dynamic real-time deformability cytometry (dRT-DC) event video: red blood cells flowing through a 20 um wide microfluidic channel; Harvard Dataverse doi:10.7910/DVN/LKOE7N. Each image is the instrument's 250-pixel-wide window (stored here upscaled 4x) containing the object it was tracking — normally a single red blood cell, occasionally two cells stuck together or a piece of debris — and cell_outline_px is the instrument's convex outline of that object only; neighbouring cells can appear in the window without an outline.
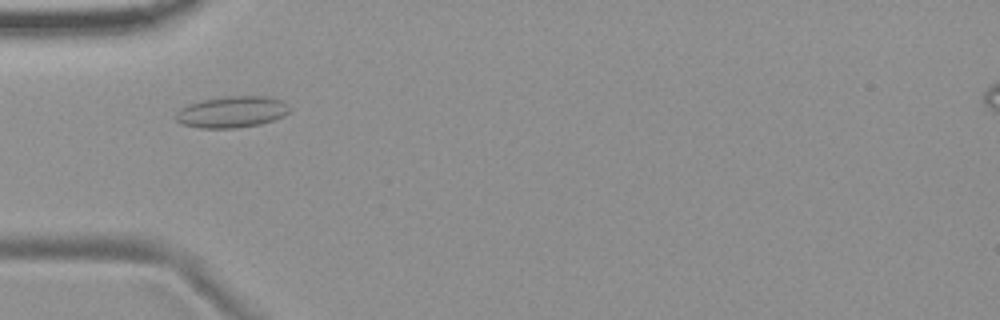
{"species": "common noctule bat (a hibernating species)", "species_latin": "Nyctalus noctula", "temperature_condition": "room temperature", "stored_images_in_passage": 52, "camera_frame_rate_fps": 3000, "um_per_image_px": 0.085, "animal": {"sex": "female", "body_mass_g": 19.9}, "frame": {"image": 1, "passage_image": 15, "time_ms": 4.667, "image_size_px": [1000, 320], "cell_outline_px": [[292, 108], [284, 116], [260, 124], [236, 128], [200, 128], [180, 124], [176, 120], [176, 112], [180, 108], [188, 104], [200, 100], [228, 96], [268, 96], [284, 100]], "centroid_in_image_um": [19.72, 9.51], "position_along_channel_um": 65.3, "area_um2": 21.1}}
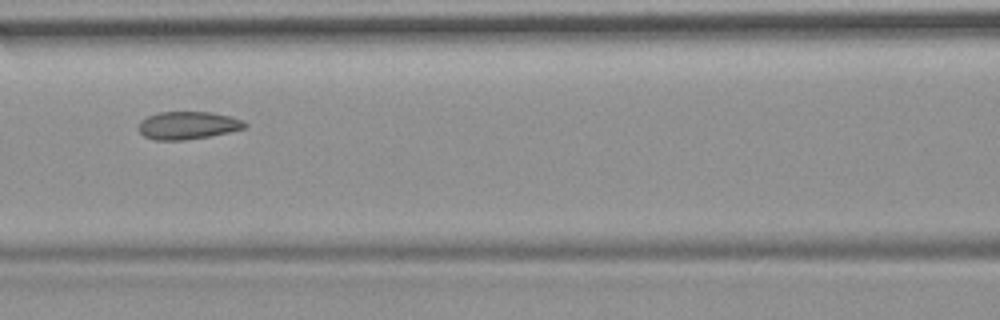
{"frame": {"image": 2, "passage_image": 22, "time_ms": 7.0, "image_size_px": [1000, 320], "cell_outline_px": [[248, 124], [244, 128], [228, 132], [208, 136], [184, 140], [156, 140], [144, 136], [136, 128], [140, 120], [148, 116], [160, 112], [212, 112], [232, 116], [244, 120]], "centroid_in_image_um": [15.95, 10.65], "position_along_channel_um": 150.6, "area_um2": 17.28}}
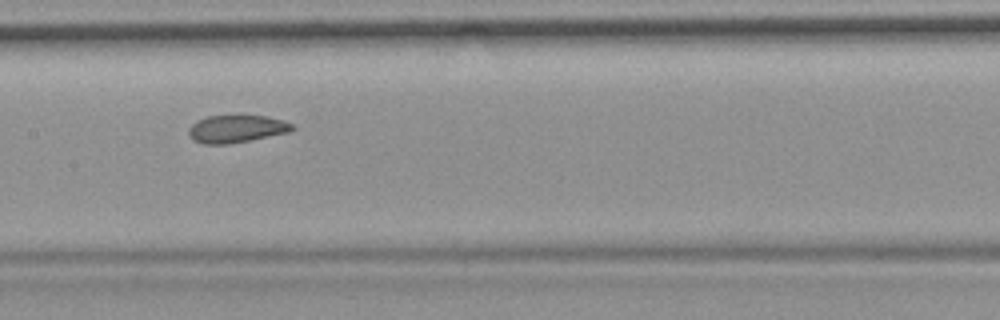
{"frame": {"image": 3, "passage_image": 25, "time_ms": 8.0, "image_size_px": [1000, 320], "cell_outline_px": [[296, 128], [288, 132], [228, 144], [204, 144], [192, 140], [188, 136], [188, 128], [196, 120], [208, 116], [268, 116], [284, 120], [292, 124]], "centroid_in_image_um": [20.06, 10.95], "position_along_channel_um": 187.3, "area_um2": 16.59}, "authors_computed_cell_mechanics": {"area_um2": 18.3804, "velocity_mm_per_s": 3.6893, "shape_relaxation_time_tau1_ms": null, "shape_relaxation_time_tau2_ms": 1.6955, "deformation_change_tau1": null, "deformation_change_tau2": 0.0658}}